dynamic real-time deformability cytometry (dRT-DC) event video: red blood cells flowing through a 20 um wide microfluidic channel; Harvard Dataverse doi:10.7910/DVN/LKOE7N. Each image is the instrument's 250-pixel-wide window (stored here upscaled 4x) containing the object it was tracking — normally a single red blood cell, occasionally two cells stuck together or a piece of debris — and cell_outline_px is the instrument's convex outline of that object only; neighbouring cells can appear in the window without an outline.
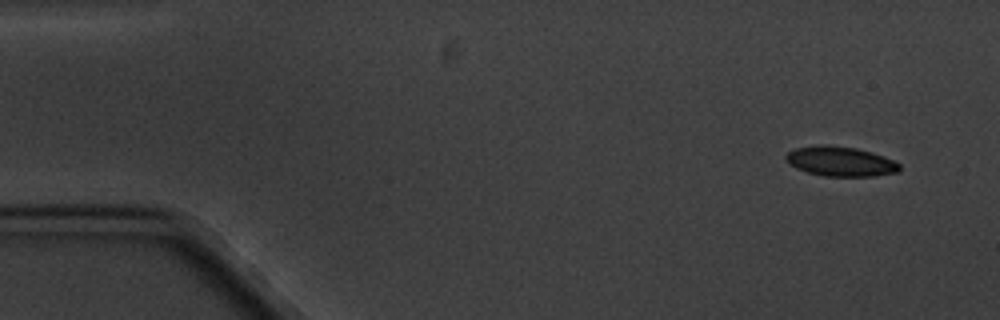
{"species": "common noctule bat (a hibernating species)", "species_latin": "Nyctalus noctula", "temperature_condition": "cold", "stored_images_in_passage": 5, "segment_of_instrument_passage": [1, 2], "camera_frame_rate_fps": 3000, "um_per_image_px": 0.085, "animal": {"sex": "male", "body_mass_g": 20.1, "forearm_length_mm": 53.5}, "frame": {"image": 1, "passage_image": 1, "time_ms": 0.0, "image_size_px": [1000, 320], "cell_outline_px": [[900, 172], [876, 176], [824, 176], [808, 172], [796, 168], [784, 156], [788, 152], [796, 148], [816, 144], [828, 144], [856, 148], [872, 152], [884, 156], [900, 164]], "centroid_in_image_um": [71.47, 13.71], "position_along_channel_um": 13.5, "area_um2": 19.77}}